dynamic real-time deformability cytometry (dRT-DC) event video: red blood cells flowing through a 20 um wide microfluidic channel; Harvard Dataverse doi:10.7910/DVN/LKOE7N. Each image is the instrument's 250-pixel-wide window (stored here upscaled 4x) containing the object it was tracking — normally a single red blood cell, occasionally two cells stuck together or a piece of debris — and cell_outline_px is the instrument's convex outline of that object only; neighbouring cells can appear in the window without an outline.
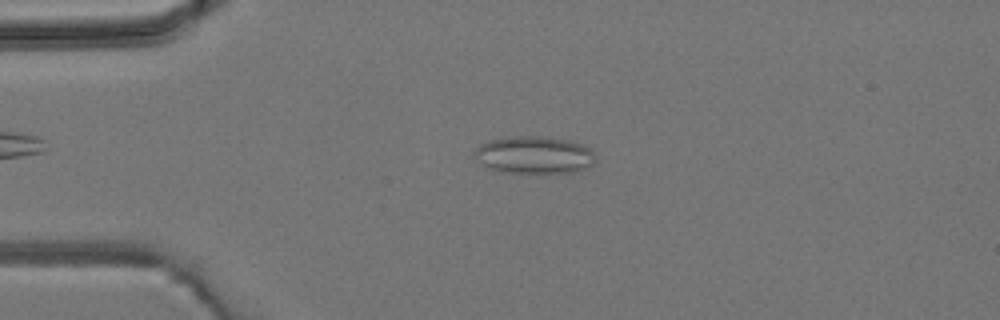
{"species": "common noctule bat (a hibernating species)", "species_latin": "Nyctalus noctula", "temperature_condition": "room temperature", "stored_images_in_passage": 4, "camera_frame_rate_fps": 3000, "um_per_image_px": 0.085, "animal": {"sex": "male", "body_mass_g": 19.2, "forearm_length_mm": 51.8}, "frame": {"image": 1, "passage_image": 2, "time_ms": 1.0, "image_size_px": [1000, 320], "cell_outline_px": [[596, 160], [592, 164], [584, 168], [572, 172], [500, 172], [488, 168], [480, 164], [472, 156], [472, 152], [480, 144], [488, 140], [512, 136], [548, 136], [568, 140], [584, 144], [596, 156]], "centroid_in_image_um": [45.34, 13.15], "position_along_channel_um": 39.7, "area_um2": 26.65}}